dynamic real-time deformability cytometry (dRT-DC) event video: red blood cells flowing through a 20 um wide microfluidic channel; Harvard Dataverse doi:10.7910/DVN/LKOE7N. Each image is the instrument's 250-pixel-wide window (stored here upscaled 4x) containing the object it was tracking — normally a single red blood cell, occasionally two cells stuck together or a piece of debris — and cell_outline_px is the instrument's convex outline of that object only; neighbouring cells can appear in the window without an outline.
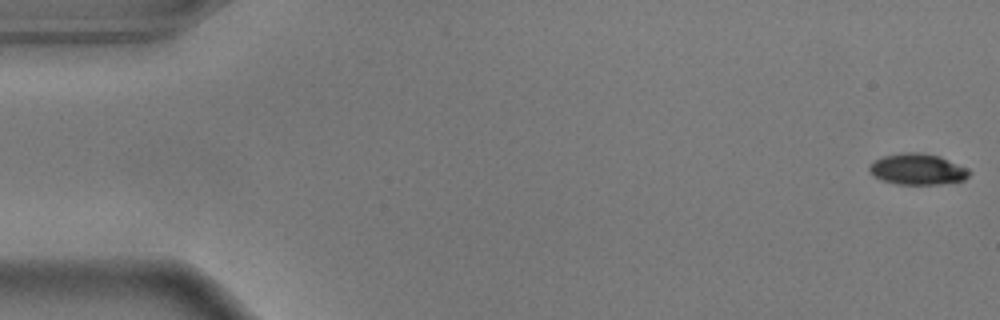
{"species": "common noctule bat (a hibernating species)", "species_latin": "Nyctalus noctula", "temperature_condition": "warm", "stored_images_in_passage": 52, "camera_frame_rate_fps": 3000, "um_per_image_px": 0.085, "animal": {"sex": "male", "body_mass_g": 17.9}, "frame": {"image": 1, "passage_image": 1, "time_ms": 0.0, "image_size_px": [1000, 320], "cell_outline_px": [[972, 172], [964, 180], [940, 184], [900, 184], [884, 180], [876, 176], [868, 168], [876, 160], [884, 156], [900, 152], [924, 152], [940, 156], [968, 168]], "centroid_in_image_um": [78.06, 14.36], "position_along_channel_um": 6.9, "area_um2": 17.92}}
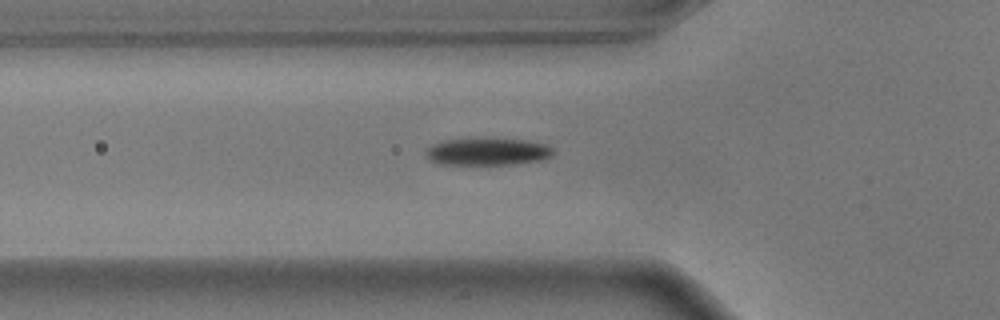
{"frame": {"image": 2, "passage_image": 19, "time_ms": 6.0, "image_size_px": [1000, 320], "cell_outline_px": [[552, 156], [544, 160], [516, 164], [436, 164], [428, 160], [424, 156], [424, 152], [432, 144], [444, 140], [528, 140], [548, 144], [552, 148]], "centroid_in_image_um": [41.43, 12.92], "position_along_channel_um": 84.4, "area_um2": 20.06}}
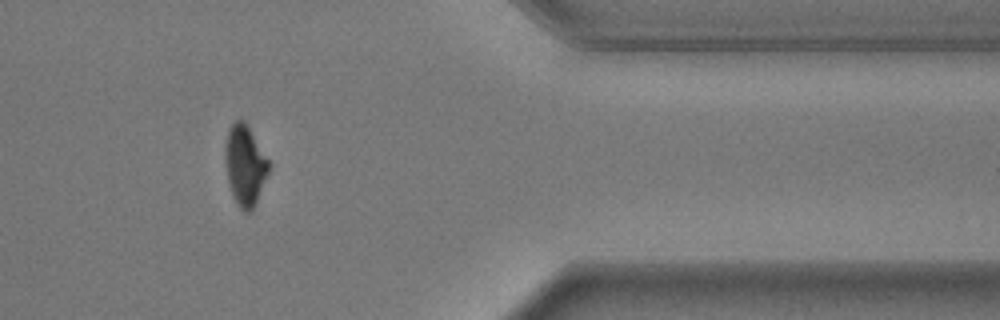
{"frame": {"image": 3, "passage_image": 46, "time_ms": 15.0, "image_size_px": [1000, 320], "cell_outline_px": [[268, 172], [256, 200], [252, 208], [248, 212], [244, 212], [240, 208], [232, 196], [228, 184], [224, 156], [224, 148], [228, 128], [236, 120], [244, 120], [268, 160]], "centroid_in_image_um": [20.77, 14.03], "position_along_channel_um": 390.6, "area_um2": 20.0}, "authors_computed_cell_mechanics": {"area_um2": 21.0392, "velocity_mm_per_s": 3.6516, "shape_relaxation_time_tau1_ms": 2.5441, "shape_relaxation_time_tau2_ms": 1.7145, "deformation_change_tau1": 0.1738, "deformation_change_tau2": 0.0597}}